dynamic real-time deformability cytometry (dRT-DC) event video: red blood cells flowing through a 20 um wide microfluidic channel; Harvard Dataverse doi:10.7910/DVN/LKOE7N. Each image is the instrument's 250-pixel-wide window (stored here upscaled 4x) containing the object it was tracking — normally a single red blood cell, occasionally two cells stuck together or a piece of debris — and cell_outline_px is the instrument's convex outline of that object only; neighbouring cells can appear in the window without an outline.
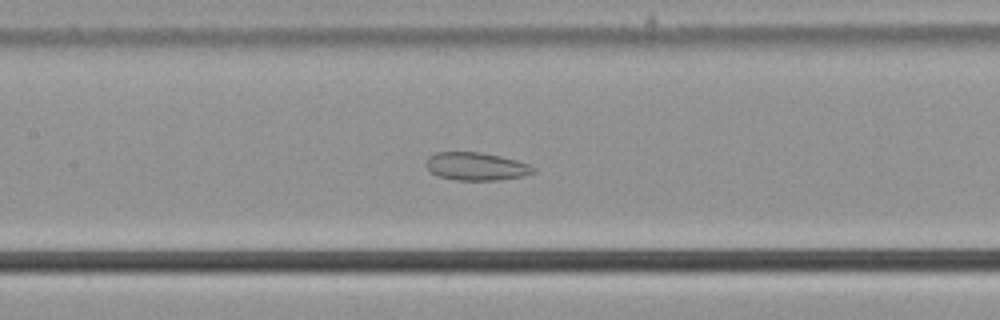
{"species": "common noctule bat (a hibernating species)", "species_latin": "Nyctalus noctula", "temperature_condition": "cold", "stored_images_in_passage": 56, "camera_frame_rate_fps": 3000, "um_per_image_px": 0.085, "animal": {"sex": "male", "body_mass_g": 21.5, "forearm_length_mm": 52.0}, "frame": {"image": 1, "passage_image": 27, "time_ms": 8.667, "image_size_px": [1000, 320], "cell_outline_px": [[536, 172], [524, 176], [500, 180], [456, 180], [440, 176], [432, 172], [424, 164], [428, 156], [436, 152], [480, 152], [500, 156], [516, 160], [528, 164], [536, 168]], "centroid_in_image_um": [40.49, 14.14], "position_along_channel_um": 166.9, "area_um2": 17.51}}
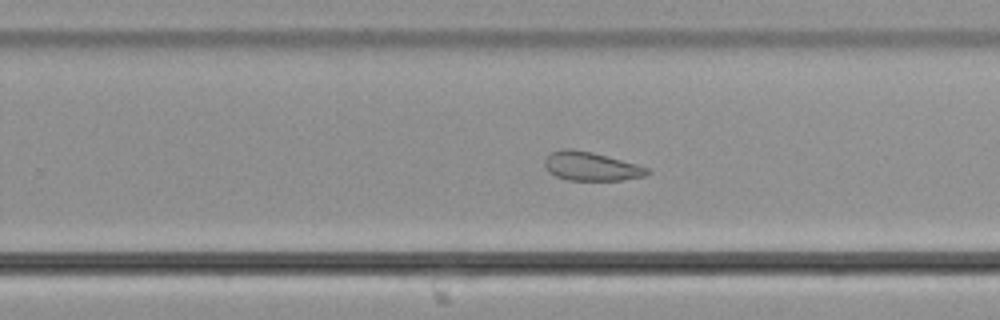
{"frame": {"image": 2, "passage_image": 36, "time_ms": 11.667, "image_size_px": [1000, 320], "cell_outline_px": [[652, 172], [648, 176], [620, 180], [568, 180], [556, 176], [548, 172], [544, 164], [544, 160], [552, 152], [564, 148], [572, 148], [592, 152], [636, 164], [648, 168]], "centroid_in_image_um": [50.25, 14.14], "position_along_channel_um": 279.5, "area_um2": 17.22}}
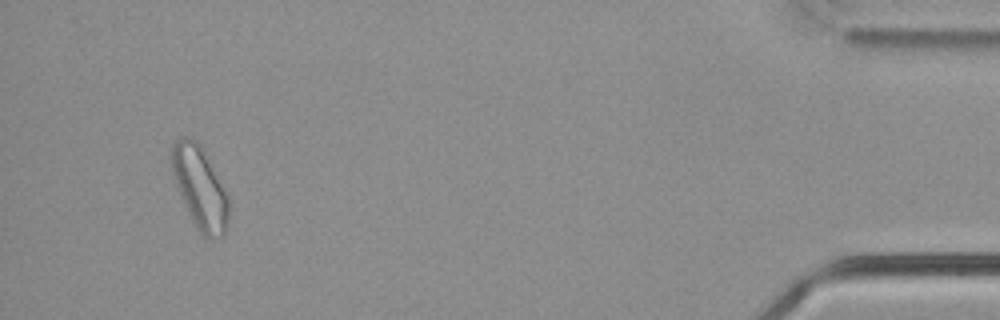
{"frame": {"image": 3, "passage_image": 53, "time_ms": 17.333, "image_size_px": [1000, 320], "cell_outline_px": [[228, 224], [224, 236], [216, 240], [212, 240], [204, 236], [200, 232], [188, 212], [180, 196], [172, 172], [172, 144], [180, 136], [192, 136], [200, 144], [208, 156], [228, 192]], "centroid_in_image_um": [17.02, 15.94], "position_along_channel_um": 418.2, "area_um2": 27.74}}